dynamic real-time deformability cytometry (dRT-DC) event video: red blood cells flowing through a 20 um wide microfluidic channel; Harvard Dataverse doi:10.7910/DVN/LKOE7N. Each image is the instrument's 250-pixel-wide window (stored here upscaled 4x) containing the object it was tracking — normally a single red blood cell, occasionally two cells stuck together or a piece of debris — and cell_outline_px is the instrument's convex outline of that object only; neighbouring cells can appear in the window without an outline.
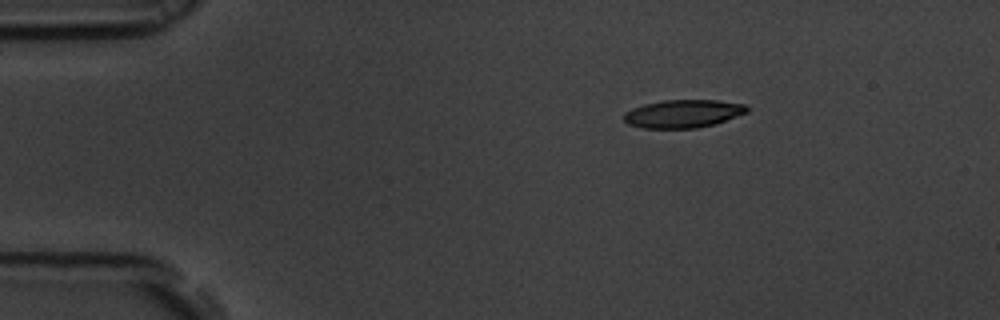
{"species": "common noctule bat (a hibernating species)", "species_latin": "Nyctalus noctula", "temperature_condition": "room temperature", "stored_images_in_passage": 47, "camera_frame_rate_fps": 3000, "um_per_image_px": 0.085, "animal": {"sex": "male", "body_mass_g": 19.5, "forearm_length_mm": 54.6}, "frame": {"image": 1, "passage_image": 1, "time_ms": 0.0, "image_size_px": [1000, 320], "cell_outline_px": [[748, 112], [716, 124], [696, 128], [644, 128], [628, 124], [624, 120], [624, 112], [632, 108], [644, 104], [664, 100], [716, 100], [744, 104], [748, 108]], "centroid_in_image_um": [58.06, 9.66], "position_along_channel_um": 26.9, "area_um2": 20.11}}
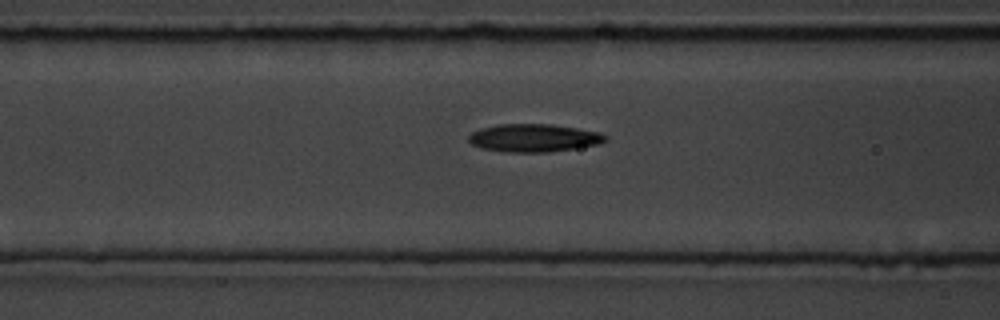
{"frame": {"image": 2, "passage_image": 14, "time_ms": 4.333, "image_size_px": [1000, 320], "cell_outline_px": [[608, 140], [600, 144], [548, 152], [508, 152], [480, 148], [472, 144], [468, 140], [468, 136], [472, 132], [480, 128], [496, 124], [552, 124], [600, 132], [608, 136]], "centroid_in_image_um": [45.38, 11.72], "position_along_channel_um": 121.2, "area_um2": 22.37}}
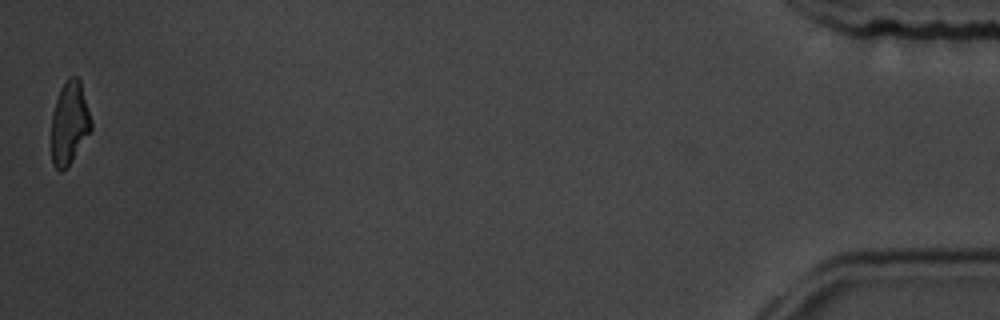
{"frame": {"image": 3, "passage_image": 47, "time_ms": 15.333, "image_size_px": [1000, 320], "cell_outline_px": [[92, 128], [72, 160], [60, 172], [52, 164], [52, 112], [60, 88], [72, 76], [76, 76], [80, 80], [92, 120]], "centroid_in_image_um": [5.91, 10.44], "position_along_channel_um": 429.3, "area_um2": 18.9}, "authors_computed_cell_mechanics": {"area_um2": 21.2704, "velocity_mm_per_s": 3.6657, "shape_relaxation_time_tau1_ms": 7.6773, "shape_relaxation_time_tau2_ms": 4.6632, "deformation_change_tau1": 0.1887, "deformation_change_tau2": 0.1359}}